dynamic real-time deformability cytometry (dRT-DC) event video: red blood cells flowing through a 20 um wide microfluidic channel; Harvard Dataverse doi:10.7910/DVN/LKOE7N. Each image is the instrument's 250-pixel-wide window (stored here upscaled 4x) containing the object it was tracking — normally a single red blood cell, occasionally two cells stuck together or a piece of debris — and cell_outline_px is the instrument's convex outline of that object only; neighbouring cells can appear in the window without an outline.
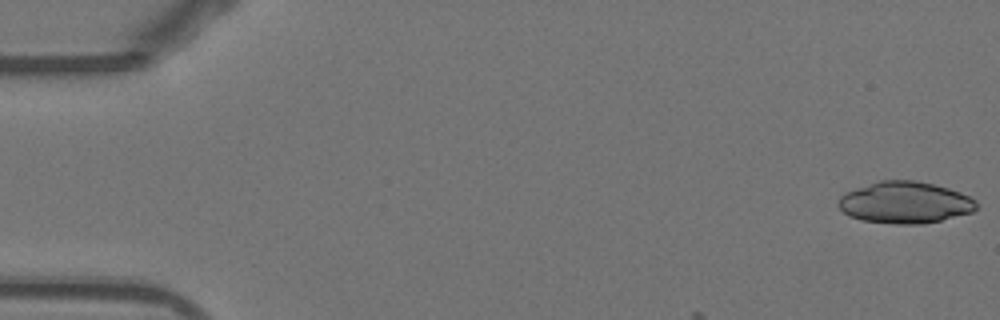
{"species": "Egyptian fruit bat (a non-hibernating species)", "species_latin": "Rousettus aegyptiacus", "temperature_condition": "warm", "stored_images_in_passage": 5, "camera_frame_rate_fps": 3000, "um_per_image_px": 0.085, "animal": {"sex": "female"}, "frame": {"image": 1, "passage_image": 1, "time_ms": 0.0, "image_size_px": [1000, 320], "cell_outline_px": [[976, 208], [972, 212], [940, 220], [920, 224], [896, 224], [860, 220], [848, 216], [836, 204], [840, 196], [844, 192], [880, 180], [916, 180], [948, 188], [960, 192], [976, 200]], "centroid_in_image_um": [76.88, 17.21], "position_along_channel_um": 8.1, "area_um2": 33.52}}